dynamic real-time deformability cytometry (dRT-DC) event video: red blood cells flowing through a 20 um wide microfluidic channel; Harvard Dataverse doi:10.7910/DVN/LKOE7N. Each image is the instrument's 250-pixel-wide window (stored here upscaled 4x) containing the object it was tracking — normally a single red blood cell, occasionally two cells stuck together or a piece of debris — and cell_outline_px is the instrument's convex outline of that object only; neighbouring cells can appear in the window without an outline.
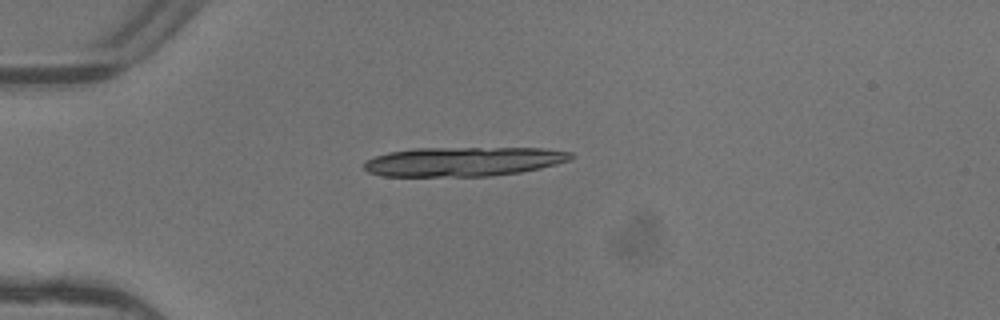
{"species": "common noctule bat (a hibernating species)", "species_latin": "Nyctalus noctula", "temperature_condition": "warm", "stored_images_in_passage": 5, "camera_frame_rate_fps": 3000, "um_per_image_px": 0.085, "animal": {"sex": "female"}, "frame": {"image": 1, "passage_image": 5, "time_ms": 1.333, "image_size_px": [1000, 320], "cell_outline_px": [[572, 156], [568, 160], [556, 164], [540, 168], [520, 172], [492, 176], [380, 176], [368, 172], [364, 168], [364, 164], [368, 160], [376, 156], [388, 152], [412, 148], [544, 148], [572, 152]], "centroid_in_image_um": [39.37, 13.73], "position_along_channel_um": 45.6, "area_um2": 35.32}}